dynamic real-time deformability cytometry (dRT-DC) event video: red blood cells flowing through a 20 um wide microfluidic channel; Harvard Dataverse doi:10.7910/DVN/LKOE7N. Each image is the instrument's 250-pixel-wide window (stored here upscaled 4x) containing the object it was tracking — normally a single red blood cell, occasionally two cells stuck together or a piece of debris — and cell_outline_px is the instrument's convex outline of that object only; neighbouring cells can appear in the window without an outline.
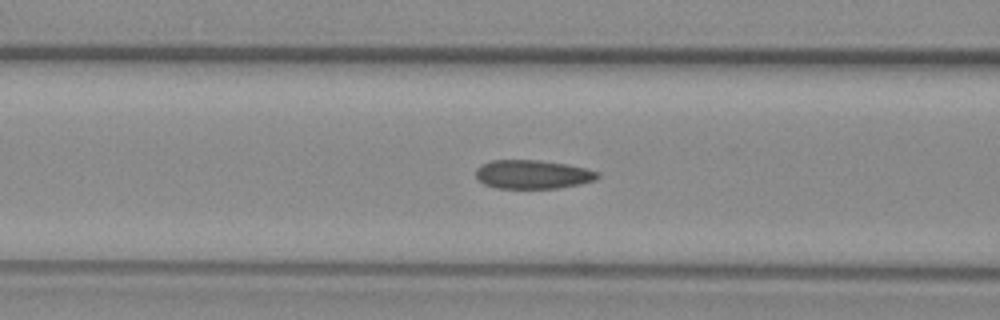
{"species": "common noctule bat (a hibernating species)", "species_latin": "Nyctalus noctula", "temperature_condition": "warm", "stored_images_in_passage": 55, "camera_frame_rate_fps": 3000, "um_per_image_px": 0.085, "animal": {"sex": "female", "body_mass_g": 29.2, "forearm_length_mm": 56.3}, "frame": {"image": 1, "passage_image": 21, "time_ms": 6.667, "image_size_px": [1000, 320], "cell_outline_px": [[600, 176], [596, 180], [580, 184], [556, 188], [496, 188], [484, 184], [476, 180], [476, 168], [480, 164], [492, 160], [540, 160], [564, 164], [584, 168], [600, 172]], "centroid_in_image_um": [45.24, 14.82], "position_along_channel_um": 121.4, "area_um2": 20.52}}
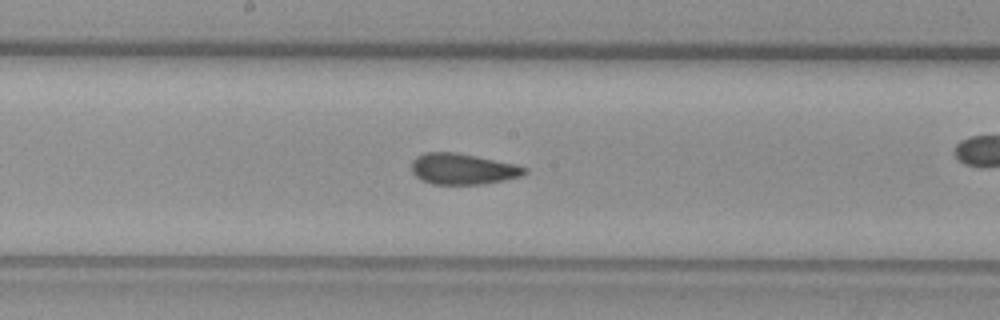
{"frame": {"image": 2, "passage_image": 28, "time_ms": 9.0, "image_size_px": [1000, 320], "cell_outline_px": [[528, 172], [520, 176], [504, 180], [484, 184], [432, 184], [420, 180], [412, 172], [412, 160], [416, 156], [424, 152], [456, 152], [516, 164], [528, 168]], "centroid_in_image_um": [39.32, 14.36], "position_along_channel_um": 208.9, "area_um2": 20.52}}
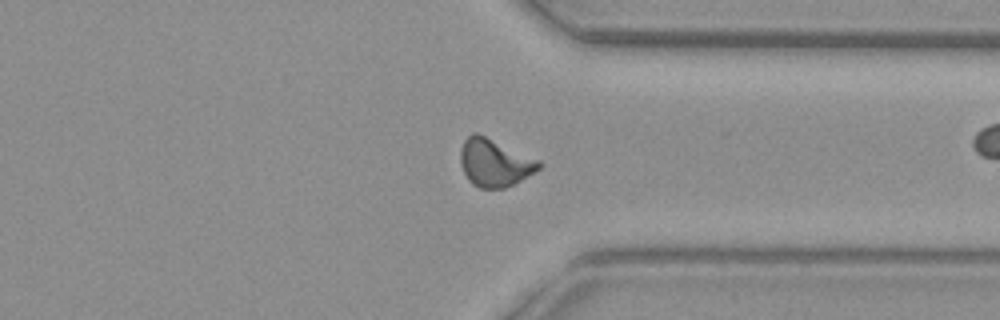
{"frame": {"image": 3, "passage_image": 41, "time_ms": 13.333, "image_size_px": [1000, 320], "cell_outline_px": [[544, 164], [536, 172], [504, 188], [480, 188], [472, 184], [468, 180], [460, 164], [460, 148], [464, 140], [472, 132], [476, 132], [540, 160]], "centroid_in_image_um": [42.03, 13.82], "position_along_channel_um": 369.4, "area_um2": 21.85}, "authors_computed_cell_mechanics": {"area_um2": 20.6346, "velocity_mm_per_s": 3.7519, "shape_relaxation_time_tau1_ms": null, "shape_relaxation_time_tau2_ms": 1.3677, "deformation_change_tau1": null, "deformation_change_tau2": 0.0802}}